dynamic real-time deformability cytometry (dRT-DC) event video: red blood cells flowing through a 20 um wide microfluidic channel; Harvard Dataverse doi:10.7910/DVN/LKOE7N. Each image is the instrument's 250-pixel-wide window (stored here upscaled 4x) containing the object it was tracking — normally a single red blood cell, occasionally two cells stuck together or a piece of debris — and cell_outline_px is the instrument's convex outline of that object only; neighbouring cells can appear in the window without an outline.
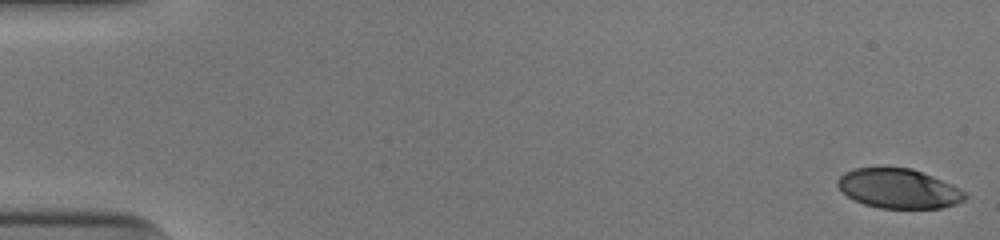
{"species": "human", "species_latin": "Homo sapiens", "temperature_condition": "cold", "stored_images_in_passage": 52, "camera_frame_rate_fps": 3000, "um_per_image_px": 0.085, "donor": {"sex": "male"}, "frame": {"image": 1, "passage_image": 1, "time_ms": 0.0, "image_size_px": [1000, 240], "cell_outline_px": [[968, 196], [964, 200], [956, 204], [940, 208], [880, 208], [864, 204], [848, 196], [836, 184], [836, 180], [844, 172], [852, 168], [912, 168], [952, 184], [964, 192]], "centroid_in_image_um": [76.38, 16.03], "position_along_channel_um": 8.6, "area_um2": 29.19}}
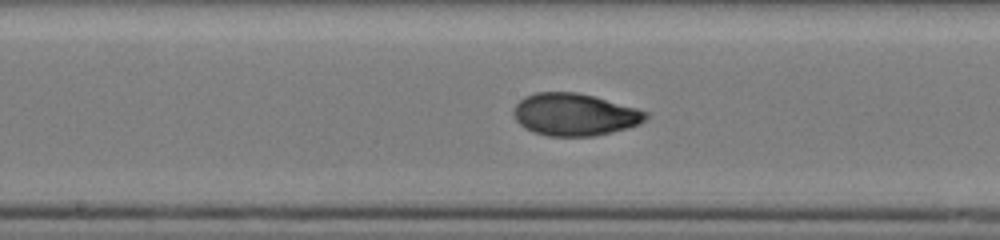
{"frame": {"image": 2, "passage_image": 28, "time_ms": 9.0, "image_size_px": [1000, 240], "cell_outline_px": [[648, 116], [640, 124], [628, 128], [596, 136], [548, 136], [532, 132], [524, 128], [516, 120], [512, 112], [516, 104], [524, 96], [536, 92], [576, 92], [592, 96], [636, 108], [648, 112]], "centroid_in_image_um": [48.81, 9.74], "position_along_channel_um": 199.4, "area_um2": 32.6}}
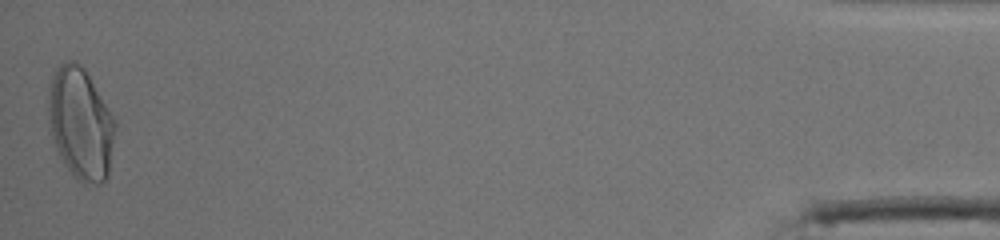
{"frame": {"image": 3, "passage_image": 52, "time_ms": 17.0, "image_size_px": [1000, 240], "cell_outline_px": [[116, 124], [108, 176], [100, 184], [84, 184], [72, 176], [64, 164], [56, 148], [52, 136], [48, 116], [48, 84], [56, 68], [60, 64], [68, 60], [76, 60], [84, 68], [116, 120]], "centroid_in_image_um": [6.84, 10.5], "position_along_channel_um": 428.4, "area_um2": 43.75}, "authors_computed_cell_mechanics": {"area_um2": 32.0501, "velocity_mm_per_s": 3.9522, "shape_relaxation_time_tau1_ms": 4.263, "shape_relaxation_time_tau2_ms": 1.1104, "deformation_change_tau1": 0.1782, "deformation_change_tau2": 0.0489}}